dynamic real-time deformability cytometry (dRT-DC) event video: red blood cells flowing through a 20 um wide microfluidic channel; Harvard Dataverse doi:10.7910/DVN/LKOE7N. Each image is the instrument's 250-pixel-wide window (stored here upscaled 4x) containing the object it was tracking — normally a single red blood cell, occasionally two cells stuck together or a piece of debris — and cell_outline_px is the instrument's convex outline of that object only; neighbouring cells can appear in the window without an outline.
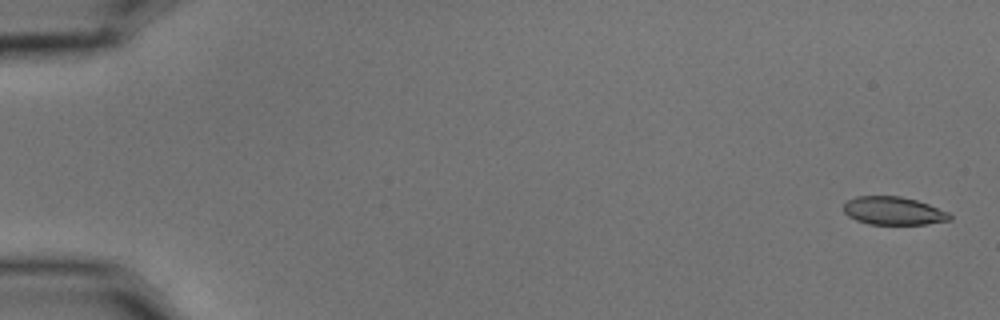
{"species": "common noctule bat (a hibernating species)", "species_latin": "Nyctalus noctula", "temperature_condition": "cold", "stored_images_in_passage": 6, "camera_frame_rate_fps": 3000, "um_per_image_px": 0.085, "animal": {"sex": "male", "body_mass_g": 15.6}, "frame": {"image": 1, "passage_image": 1, "time_ms": 0.0, "image_size_px": [1000, 320], "cell_outline_px": [[952, 220], [924, 224], [868, 224], [856, 220], [848, 216], [844, 212], [844, 204], [848, 200], [856, 196], [900, 196], [916, 200], [928, 204], [948, 212], [952, 216]], "centroid_in_image_um": [75.94, 17.92], "position_along_channel_um": 9.1, "area_um2": 17.34}}
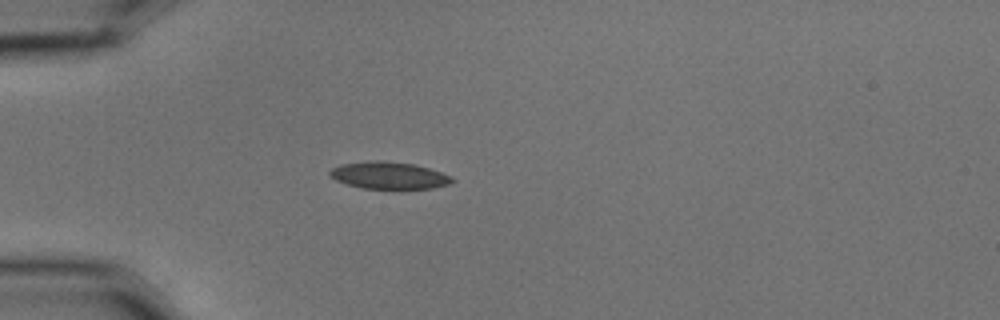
{"frame": {"image": 2, "passage_image": 5, "time_ms": 1.333, "image_size_px": [1000, 320], "cell_outline_px": [[456, 180], [448, 184], [432, 188], [364, 188], [348, 184], [336, 180], [328, 176], [328, 172], [332, 168], [340, 164], [368, 160], [380, 160], [412, 164], [428, 168], [452, 176]], "centroid_in_image_um": [33.02, 14.89], "position_along_channel_um": 52.0, "area_um2": 19.19}}